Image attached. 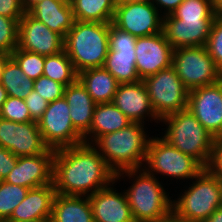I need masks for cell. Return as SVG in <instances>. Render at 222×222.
Masks as SVG:
<instances>
[{
    "mask_svg": "<svg viewBox=\"0 0 222 222\" xmlns=\"http://www.w3.org/2000/svg\"><path fill=\"white\" fill-rule=\"evenodd\" d=\"M115 175L92 144L55 150L53 185L58 194L89 196L111 185Z\"/></svg>",
    "mask_w": 222,
    "mask_h": 222,
    "instance_id": "1",
    "label": "cell"
},
{
    "mask_svg": "<svg viewBox=\"0 0 222 222\" xmlns=\"http://www.w3.org/2000/svg\"><path fill=\"white\" fill-rule=\"evenodd\" d=\"M125 176L135 180L125 191L135 222H170L172 220V200L156 176L142 167L117 173L115 181Z\"/></svg>",
    "mask_w": 222,
    "mask_h": 222,
    "instance_id": "2",
    "label": "cell"
},
{
    "mask_svg": "<svg viewBox=\"0 0 222 222\" xmlns=\"http://www.w3.org/2000/svg\"><path fill=\"white\" fill-rule=\"evenodd\" d=\"M144 128V124L132 122L119 131L100 136L92 145L115 174L142 168L151 139Z\"/></svg>",
    "mask_w": 222,
    "mask_h": 222,
    "instance_id": "3",
    "label": "cell"
},
{
    "mask_svg": "<svg viewBox=\"0 0 222 222\" xmlns=\"http://www.w3.org/2000/svg\"><path fill=\"white\" fill-rule=\"evenodd\" d=\"M109 23L76 21L64 38V51L77 73L103 67L108 54Z\"/></svg>",
    "mask_w": 222,
    "mask_h": 222,
    "instance_id": "4",
    "label": "cell"
},
{
    "mask_svg": "<svg viewBox=\"0 0 222 222\" xmlns=\"http://www.w3.org/2000/svg\"><path fill=\"white\" fill-rule=\"evenodd\" d=\"M167 125L163 138L182 153L192 156L205 168L212 159L215 138L188 110H182L163 117Z\"/></svg>",
    "mask_w": 222,
    "mask_h": 222,
    "instance_id": "5",
    "label": "cell"
},
{
    "mask_svg": "<svg viewBox=\"0 0 222 222\" xmlns=\"http://www.w3.org/2000/svg\"><path fill=\"white\" fill-rule=\"evenodd\" d=\"M190 187L172 201L174 222H205L221 206L220 178L205 168Z\"/></svg>",
    "mask_w": 222,
    "mask_h": 222,
    "instance_id": "6",
    "label": "cell"
},
{
    "mask_svg": "<svg viewBox=\"0 0 222 222\" xmlns=\"http://www.w3.org/2000/svg\"><path fill=\"white\" fill-rule=\"evenodd\" d=\"M144 165L147 167L143 168L154 176L159 173L177 180H193L205 169L192 156L182 153L163 137L156 136L149 141Z\"/></svg>",
    "mask_w": 222,
    "mask_h": 222,
    "instance_id": "7",
    "label": "cell"
},
{
    "mask_svg": "<svg viewBox=\"0 0 222 222\" xmlns=\"http://www.w3.org/2000/svg\"><path fill=\"white\" fill-rule=\"evenodd\" d=\"M155 114L163 117L187 109L189 89L171 66L142 80Z\"/></svg>",
    "mask_w": 222,
    "mask_h": 222,
    "instance_id": "8",
    "label": "cell"
},
{
    "mask_svg": "<svg viewBox=\"0 0 222 222\" xmlns=\"http://www.w3.org/2000/svg\"><path fill=\"white\" fill-rule=\"evenodd\" d=\"M172 67L189 90L212 85L222 79V71L205 46L174 49Z\"/></svg>",
    "mask_w": 222,
    "mask_h": 222,
    "instance_id": "9",
    "label": "cell"
},
{
    "mask_svg": "<svg viewBox=\"0 0 222 222\" xmlns=\"http://www.w3.org/2000/svg\"><path fill=\"white\" fill-rule=\"evenodd\" d=\"M37 124L49 149L58 150L84 143L83 136L73 126L70 109L64 97L48 103Z\"/></svg>",
    "mask_w": 222,
    "mask_h": 222,
    "instance_id": "10",
    "label": "cell"
},
{
    "mask_svg": "<svg viewBox=\"0 0 222 222\" xmlns=\"http://www.w3.org/2000/svg\"><path fill=\"white\" fill-rule=\"evenodd\" d=\"M137 37L109 23L108 54L104 68L120 83L141 80L137 73L135 42Z\"/></svg>",
    "mask_w": 222,
    "mask_h": 222,
    "instance_id": "11",
    "label": "cell"
},
{
    "mask_svg": "<svg viewBox=\"0 0 222 222\" xmlns=\"http://www.w3.org/2000/svg\"><path fill=\"white\" fill-rule=\"evenodd\" d=\"M152 2L118 1L112 23L135 37L162 32L163 16Z\"/></svg>",
    "mask_w": 222,
    "mask_h": 222,
    "instance_id": "12",
    "label": "cell"
},
{
    "mask_svg": "<svg viewBox=\"0 0 222 222\" xmlns=\"http://www.w3.org/2000/svg\"><path fill=\"white\" fill-rule=\"evenodd\" d=\"M187 109L214 138L222 136V79L189 90Z\"/></svg>",
    "mask_w": 222,
    "mask_h": 222,
    "instance_id": "13",
    "label": "cell"
},
{
    "mask_svg": "<svg viewBox=\"0 0 222 222\" xmlns=\"http://www.w3.org/2000/svg\"><path fill=\"white\" fill-rule=\"evenodd\" d=\"M17 48L49 56L64 50V38L26 11L18 22Z\"/></svg>",
    "mask_w": 222,
    "mask_h": 222,
    "instance_id": "14",
    "label": "cell"
},
{
    "mask_svg": "<svg viewBox=\"0 0 222 222\" xmlns=\"http://www.w3.org/2000/svg\"><path fill=\"white\" fill-rule=\"evenodd\" d=\"M0 146L17 157L34 156L48 149L37 122L17 123L3 118H0Z\"/></svg>",
    "mask_w": 222,
    "mask_h": 222,
    "instance_id": "15",
    "label": "cell"
},
{
    "mask_svg": "<svg viewBox=\"0 0 222 222\" xmlns=\"http://www.w3.org/2000/svg\"><path fill=\"white\" fill-rule=\"evenodd\" d=\"M173 47L162 32L146 37H137L135 57L138 76L141 80L172 66Z\"/></svg>",
    "mask_w": 222,
    "mask_h": 222,
    "instance_id": "16",
    "label": "cell"
},
{
    "mask_svg": "<svg viewBox=\"0 0 222 222\" xmlns=\"http://www.w3.org/2000/svg\"><path fill=\"white\" fill-rule=\"evenodd\" d=\"M55 150L47 149L34 156H20L4 181L29 189L53 184Z\"/></svg>",
    "mask_w": 222,
    "mask_h": 222,
    "instance_id": "17",
    "label": "cell"
},
{
    "mask_svg": "<svg viewBox=\"0 0 222 222\" xmlns=\"http://www.w3.org/2000/svg\"><path fill=\"white\" fill-rule=\"evenodd\" d=\"M214 19H176L172 14L163 17L162 31L173 47L205 46Z\"/></svg>",
    "mask_w": 222,
    "mask_h": 222,
    "instance_id": "18",
    "label": "cell"
},
{
    "mask_svg": "<svg viewBox=\"0 0 222 222\" xmlns=\"http://www.w3.org/2000/svg\"><path fill=\"white\" fill-rule=\"evenodd\" d=\"M112 103L131 121L144 123L146 116L156 120L160 118L155 114L146 86L142 80L134 83L119 84Z\"/></svg>",
    "mask_w": 222,
    "mask_h": 222,
    "instance_id": "19",
    "label": "cell"
},
{
    "mask_svg": "<svg viewBox=\"0 0 222 222\" xmlns=\"http://www.w3.org/2000/svg\"><path fill=\"white\" fill-rule=\"evenodd\" d=\"M115 182L88 196L94 222H135L125 190L123 193L115 190L112 187Z\"/></svg>",
    "mask_w": 222,
    "mask_h": 222,
    "instance_id": "20",
    "label": "cell"
},
{
    "mask_svg": "<svg viewBox=\"0 0 222 222\" xmlns=\"http://www.w3.org/2000/svg\"><path fill=\"white\" fill-rule=\"evenodd\" d=\"M56 195L53 184L29 189L26 197L14 209L8 220L32 221L50 219Z\"/></svg>",
    "mask_w": 222,
    "mask_h": 222,
    "instance_id": "21",
    "label": "cell"
},
{
    "mask_svg": "<svg viewBox=\"0 0 222 222\" xmlns=\"http://www.w3.org/2000/svg\"><path fill=\"white\" fill-rule=\"evenodd\" d=\"M28 12L63 38L75 22L69 0H42L34 4Z\"/></svg>",
    "mask_w": 222,
    "mask_h": 222,
    "instance_id": "22",
    "label": "cell"
},
{
    "mask_svg": "<svg viewBox=\"0 0 222 222\" xmlns=\"http://www.w3.org/2000/svg\"><path fill=\"white\" fill-rule=\"evenodd\" d=\"M64 98L73 126L83 136L90 129L96 103L79 79L65 88Z\"/></svg>",
    "mask_w": 222,
    "mask_h": 222,
    "instance_id": "23",
    "label": "cell"
},
{
    "mask_svg": "<svg viewBox=\"0 0 222 222\" xmlns=\"http://www.w3.org/2000/svg\"><path fill=\"white\" fill-rule=\"evenodd\" d=\"M131 123L112 102L98 103L94 109L90 129L83 135V141L93 144L100 136L119 131Z\"/></svg>",
    "mask_w": 222,
    "mask_h": 222,
    "instance_id": "24",
    "label": "cell"
},
{
    "mask_svg": "<svg viewBox=\"0 0 222 222\" xmlns=\"http://www.w3.org/2000/svg\"><path fill=\"white\" fill-rule=\"evenodd\" d=\"M50 222H94L89 197L56 193Z\"/></svg>",
    "mask_w": 222,
    "mask_h": 222,
    "instance_id": "25",
    "label": "cell"
},
{
    "mask_svg": "<svg viewBox=\"0 0 222 222\" xmlns=\"http://www.w3.org/2000/svg\"><path fill=\"white\" fill-rule=\"evenodd\" d=\"M78 79L96 104L111 103L120 84L104 67L86 69Z\"/></svg>",
    "mask_w": 222,
    "mask_h": 222,
    "instance_id": "26",
    "label": "cell"
},
{
    "mask_svg": "<svg viewBox=\"0 0 222 222\" xmlns=\"http://www.w3.org/2000/svg\"><path fill=\"white\" fill-rule=\"evenodd\" d=\"M74 19L80 22L111 23L117 0H69Z\"/></svg>",
    "mask_w": 222,
    "mask_h": 222,
    "instance_id": "27",
    "label": "cell"
},
{
    "mask_svg": "<svg viewBox=\"0 0 222 222\" xmlns=\"http://www.w3.org/2000/svg\"><path fill=\"white\" fill-rule=\"evenodd\" d=\"M0 83L8 96L25 99L33 90L34 80L28 78L17 62L10 57L3 68Z\"/></svg>",
    "mask_w": 222,
    "mask_h": 222,
    "instance_id": "28",
    "label": "cell"
},
{
    "mask_svg": "<svg viewBox=\"0 0 222 222\" xmlns=\"http://www.w3.org/2000/svg\"><path fill=\"white\" fill-rule=\"evenodd\" d=\"M43 75L66 87L78 79V73L64 50L45 56Z\"/></svg>",
    "mask_w": 222,
    "mask_h": 222,
    "instance_id": "29",
    "label": "cell"
},
{
    "mask_svg": "<svg viewBox=\"0 0 222 222\" xmlns=\"http://www.w3.org/2000/svg\"><path fill=\"white\" fill-rule=\"evenodd\" d=\"M29 188L0 181V222L10 218L14 209L24 200Z\"/></svg>",
    "mask_w": 222,
    "mask_h": 222,
    "instance_id": "30",
    "label": "cell"
},
{
    "mask_svg": "<svg viewBox=\"0 0 222 222\" xmlns=\"http://www.w3.org/2000/svg\"><path fill=\"white\" fill-rule=\"evenodd\" d=\"M172 15L176 19H215L214 1L184 0Z\"/></svg>",
    "mask_w": 222,
    "mask_h": 222,
    "instance_id": "31",
    "label": "cell"
},
{
    "mask_svg": "<svg viewBox=\"0 0 222 222\" xmlns=\"http://www.w3.org/2000/svg\"><path fill=\"white\" fill-rule=\"evenodd\" d=\"M11 57L28 78L36 80L43 75L45 56L16 48Z\"/></svg>",
    "mask_w": 222,
    "mask_h": 222,
    "instance_id": "32",
    "label": "cell"
},
{
    "mask_svg": "<svg viewBox=\"0 0 222 222\" xmlns=\"http://www.w3.org/2000/svg\"><path fill=\"white\" fill-rule=\"evenodd\" d=\"M0 118L17 123L35 122L32 120L24 99L8 96L0 109Z\"/></svg>",
    "mask_w": 222,
    "mask_h": 222,
    "instance_id": "33",
    "label": "cell"
},
{
    "mask_svg": "<svg viewBox=\"0 0 222 222\" xmlns=\"http://www.w3.org/2000/svg\"><path fill=\"white\" fill-rule=\"evenodd\" d=\"M18 46V22L0 15V51L11 55Z\"/></svg>",
    "mask_w": 222,
    "mask_h": 222,
    "instance_id": "34",
    "label": "cell"
},
{
    "mask_svg": "<svg viewBox=\"0 0 222 222\" xmlns=\"http://www.w3.org/2000/svg\"><path fill=\"white\" fill-rule=\"evenodd\" d=\"M208 54L213 58L216 66L222 71V18L216 16L205 45Z\"/></svg>",
    "mask_w": 222,
    "mask_h": 222,
    "instance_id": "35",
    "label": "cell"
},
{
    "mask_svg": "<svg viewBox=\"0 0 222 222\" xmlns=\"http://www.w3.org/2000/svg\"><path fill=\"white\" fill-rule=\"evenodd\" d=\"M66 86L42 75L34 80L33 89L49 103L64 97Z\"/></svg>",
    "mask_w": 222,
    "mask_h": 222,
    "instance_id": "36",
    "label": "cell"
},
{
    "mask_svg": "<svg viewBox=\"0 0 222 222\" xmlns=\"http://www.w3.org/2000/svg\"><path fill=\"white\" fill-rule=\"evenodd\" d=\"M24 102L29 109L32 120L35 122H38L43 116L49 103L34 89L27 95Z\"/></svg>",
    "mask_w": 222,
    "mask_h": 222,
    "instance_id": "37",
    "label": "cell"
},
{
    "mask_svg": "<svg viewBox=\"0 0 222 222\" xmlns=\"http://www.w3.org/2000/svg\"><path fill=\"white\" fill-rule=\"evenodd\" d=\"M26 12L21 0H0V15L19 22Z\"/></svg>",
    "mask_w": 222,
    "mask_h": 222,
    "instance_id": "38",
    "label": "cell"
},
{
    "mask_svg": "<svg viewBox=\"0 0 222 222\" xmlns=\"http://www.w3.org/2000/svg\"><path fill=\"white\" fill-rule=\"evenodd\" d=\"M18 157L9 150L0 146V181L6 179L17 164Z\"/></svg>",
    "mask_w": 222,
    "mask_h": 222,
    "instance_id": "39",
    "label": "cell"
},
{
    "mask_svg": "<svg viewBox=\"0 0 222 222\" xmlns=\"http://www.w3.org/2000/svg\"><path fill=\"white\" fill-rule=\"evenodd\" d=\"M208 169L222 179V136L215 138L213 155Z\"/></svg>",
    "mask_w": 222,
    "mask_h": 222,
    "instance_id": "40",
    "label": "cell"
},
{
    "mask_svg": "<svg viewBox=\"0 0 222 222\" xmlns=\"http://www.w3.org/2000/svg\"><path fill=\"white\" fill-rule=\"evenodd\" d=\"M184 0H151L163 17L171 15ZM159 8V9H158ZM161 8V9H160ZM162 8L164 11L162 12Z\"/></svg>",
    "mask_w": 222,
    "mask_h": 222,
    "instance_id": "41",
    "label": "cell"
},
{
    "mask_svg": "<svg viewBox=\"0 0 222 222\" xmlns=\"http://www.w3.org/2000/svg\"><path fill=\"white\" fill-rule=\"evenodd\" d=\"M205 222H222V207L217 208Z\"/></svg>",
    "mask_w": 222,
    "mask_h": 222,
    "instance_id": "42",
    "label": "cell"
},
{
    "mask_svg": "<svg viewBox=\"0 0 222 222\" xmlns=\"http://www.w3.org/2000/svg\"><path fill=\"white\" fill-rule=\"evenodd\" d=\"M11 57V55L0 51V80L5 66L6 61Z\"/></svg>",
    "mask_w": 222,
    "mask_h": 222,
    "instance_id": "43",
    "label": "cell"
},
{
    "mask_svg": "<svg viewBox=\"0 0 222 222\" xmlns=\"http://www.w3.org/2000/svg\"><path fill=\"white\" fill-rule=\"evenodd\" d=\"M214 12L216 13V16L222 18V0L214 1Z\"/></svg>",
    "mask_w": 222,
    "mask_h": 222,
    "instance_id": "44",
    "label": "cell"
},
{
    "mask_svg": "<svg viewBox=\"0 0 222 222\" xmlns=\"http://www.w3.org/2000/svg\"><path fill=\"white\" fill-rule=\"evenodd\" d=\"M7 97H8L7 91L5 90V88L0 83V109L2 108V105L7 100Z\"/></svg>",
    "mask_w": 222,
    "mask_h": 222,
    "instance_id": "45",
    "label": "cell"
},
{
    "mask_svg": "<svg viewBox=\"0 0 222 222\" xmlns=\"http://www.w3.org/2000/svg\"><path fill=\"white\" fill-rule=\"evenodd\" d=\"M21 1L23 3L25 10L28 11L34 4L42 0H21Z\"/></svg>",
    "mask_w": 222,
    "mask_h": 222,
    "instance_id": "46",
    "label": "cell"
},
{
    "mask_svg": "<svg viewBox=\"0 0 222 222\" xmlns=\"http://www.w3.org/2000/svg\"><path fill=\"white\" fill-rule=\"evenodd\" d=\"M1 222H50V219H43V220H32V221H13V220H3Z\"/></svg>",
    "mask_w": 222,
    "mask_h": 222,
    "instance_id": "47",
    "label": "cell"
},
{
    "mask_svg": "<svg viewBox=\"0 0 222 222\" xmlns=\"http://www.w3.org/2000/svg\"><path fill=\"white\" fill-rule=\"evenodd\" d=\"M124 2H151V0H119Z\"/></svg>",
    "mask_w": 222,
    "mask_h": 222,
    "instance_id": "48",
    "label": "cell"
},
{
    "mask_svg": "<svg viewBox=\"0 0 222 222\" xmlns=\"http://www.w3.org/2000/svg\"><path fill=\"white\" fill-rule=\"evenodd\" d=\"M220 198H221V206H222V179H220Z\"/></svg>",
    "mask_w": 222,
    "mask_h": 222,
    "instance_id": "49",
    "label": "cell"
}]
</instances>
